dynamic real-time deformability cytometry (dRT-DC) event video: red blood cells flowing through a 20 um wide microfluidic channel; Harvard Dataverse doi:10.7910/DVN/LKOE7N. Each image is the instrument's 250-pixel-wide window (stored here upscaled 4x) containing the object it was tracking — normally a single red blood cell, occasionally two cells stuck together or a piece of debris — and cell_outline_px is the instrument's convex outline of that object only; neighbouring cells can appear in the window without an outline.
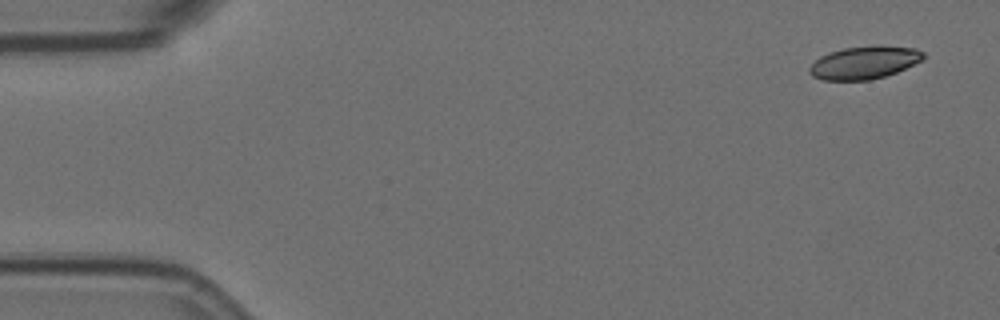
{"species": "Egyptian fruit bat (a non-hibernating species)", "species_latin": "Rousettus aegyptiacus", "temperature_condition": "room temperature", "stored_images_in_passage": 4, "camera_frame_rate_fps": 3000, "um_per_image_px": 0.085, "animal": {"sex": "female"}, "frame": {"image": 1, "passage_image": 1, "time_ms": 0.0, "image_size_px": [1000, 320], "cell_outline_px": [[924, 60], [896, 72], [884, 76], [868, 80], [824, 80], [812, 76], [808, 72], [808, 68], [820, 56], [828, 52], [844, 48], [916, 48], [924, 52]], "centroid_in_image_um": [73.42, 5.36], "position_along_channel_um": 11.6, "area_um2": 20.98}}
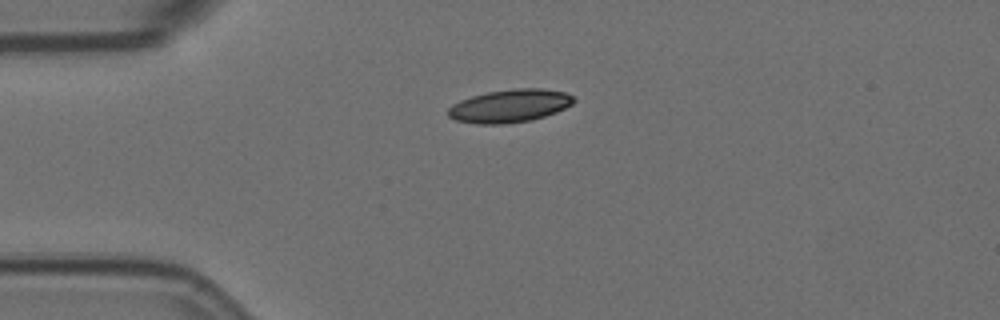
{"frame": {"image": 2, "passage_image": 4, "time_ms": 1.0, "image_size_px": [1000, 320], "cell_outline_px": [[576, 100], [572, 104], [556, 112], [532, 120], [504, 124], [476, 124], [456, 120], [448, 116], [448, 108], [452, 104], [460, 100], [472, 96], [488, 92], [516, 88], [540, 88], [564, 92], [572, 96]], "centroid_in_image_um": [43.31, 9.0], "position_along_channel_um": 41.7, "area_um2": 24.1}}